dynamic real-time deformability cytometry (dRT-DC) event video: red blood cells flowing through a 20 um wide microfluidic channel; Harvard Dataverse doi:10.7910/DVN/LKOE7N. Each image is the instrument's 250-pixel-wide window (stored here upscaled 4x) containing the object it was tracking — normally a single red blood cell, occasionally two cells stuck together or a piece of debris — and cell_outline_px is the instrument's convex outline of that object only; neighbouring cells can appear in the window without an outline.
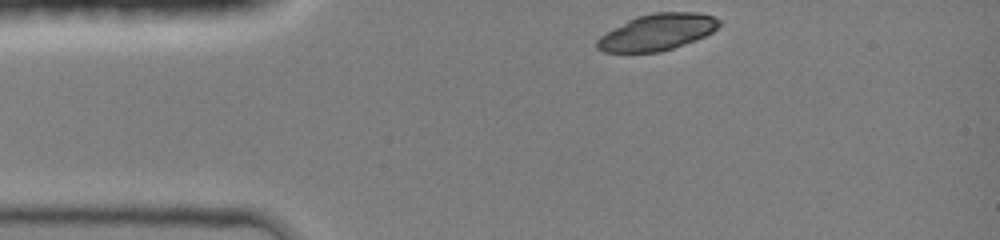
{"species": "common noctule bat (a hibernating species)", "species_latin": "Nyctalus noctula", "temperature_condition": "room temperature", "stored_images_in_passage": 15, "camera_frame_rate_fps": 3000, "um_per_image_px": 0.085, "animal": {"sex": "female", "body_mass_g": 19.0, "forearm_length_mm": 51.5}, "frame": {"image": 1, "passage_image": 1, "time_ms": 0.0, "image_size_px": [1000, 240], "cell_outline_px": [[720, 24], [712, 32], [696, 40], [660, 52], [604, 52], [596, 48], [596, 40], [600, 36], [628, 20], [636, 16], [652, 12], [696, 12], [712, 16], [720, 20]], "centroid_in_image_um": [55.85, 2.73], "position_along_channel_um": 29.1, "area_um2": 25.78}}
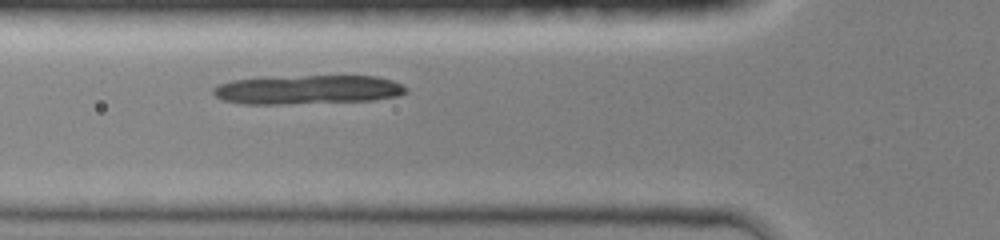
{"frame": {"image": 2, "passage_image": 13, "time_ms": 2.667, "image_size_px": [1000, 240], "cell_outline_px": [[408, 92], [400, 96], [372, 100], [284, 104], [244, 104], [224, 100], [216, 96], [212, 92], [212, 88], [220, 84], [232, 80], [304, 76], [376, 76], [392, 80], [408, 88]], "centroid_in_image_um": [26.2, 7.63], "position_along_channel_um": 99.6, "area_um2": 32.37}}